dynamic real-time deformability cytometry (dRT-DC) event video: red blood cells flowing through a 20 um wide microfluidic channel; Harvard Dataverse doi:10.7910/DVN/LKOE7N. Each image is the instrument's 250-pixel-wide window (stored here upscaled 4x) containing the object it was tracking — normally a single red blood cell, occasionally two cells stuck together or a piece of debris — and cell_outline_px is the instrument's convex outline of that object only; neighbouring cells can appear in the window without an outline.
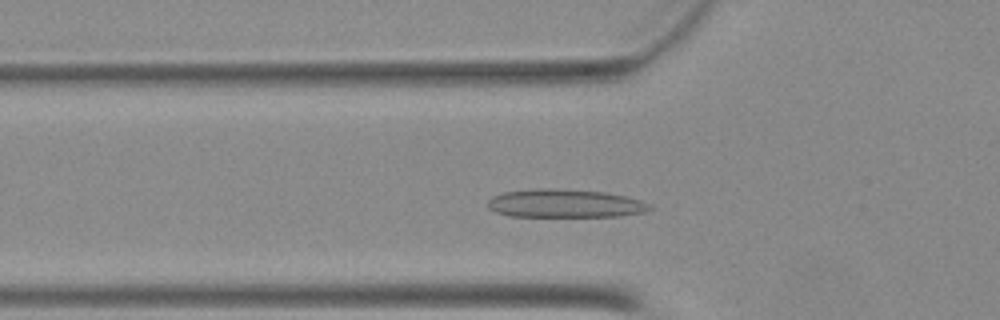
{"species": "Egyptian fruit bat (a non-hibernating species)", "species_latin": "Rousettus aegyptiacus", "temperature_condition": "warm", "stored_images_in_passage": 33, "camera_frame_rate_fps": 3000, "um_per_image_px": 0.085, "animal": {"sex": "female"}, "frame": {"image": 1, "passage_image": 10, "time_ms": 3.0, "image_size_px": [1000, 320], "cell_outline_px": [[652, 208], [644, 212], [620, 216], [508, 216], [496, 212], [488, 208], [488, 200], [492, 196], [504, 192], [540, 188], [556, 188], [604, 192], [624, 196], [640, 200], [648, 204]], "centroid_in_image_um": [47.98, 17.29], "position_along_channel_um": 77.8, "area_um2": 26.59}}
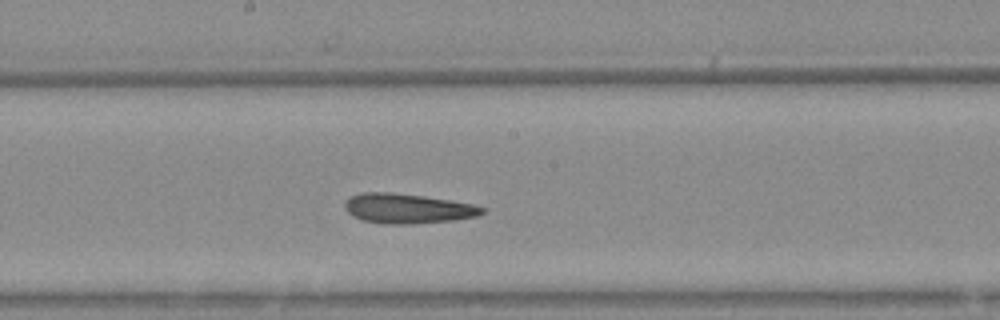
{"frame": {"image": 2, "passage_image": 20, "time_ms": 6.333, "image_size_px": [1000, 320], "cell_outline_px": [[484, 212], [476, 216], [452, 220], [408, 224], [384, 224], [364, 220], [352, 216], [344, 208], [344, 204], [352, 196], [360, 192], [388, 192], [424, 196], [472, 204], [484, 208]], "centroid_in_image_um": [34.6, 17.72], "position_along_channel_um": 213.6, "area_um2": 23.52}}
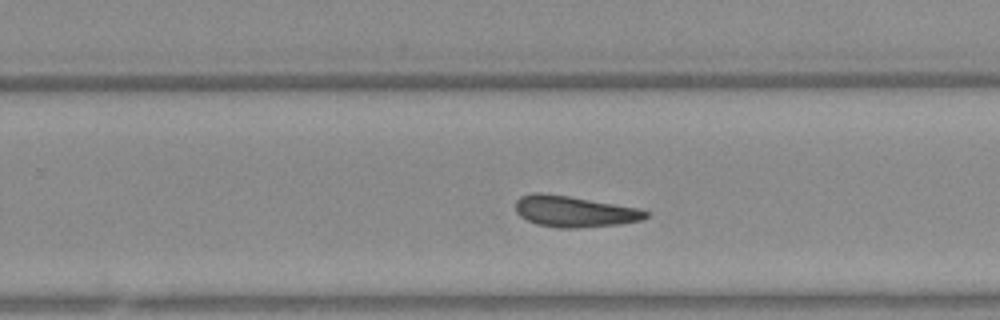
{"frame": {"image": 3, "passage_image": 25, "time_ms": 8.0, "image_size_px": [1000, 320], "cell_outline_px": [[648, 216], [640, 220], [620, 224], [576, 228], [560, 228], [536, 224], [520, 216], [516, 212], [516, 200], [520, 196], [536, 192], [544, 192], [640, 208], [648, 212]], "centroid_in_image_um": [48.79, 17.97], "position_along_channel_um": 281.0, "area_um2": 23.58}}